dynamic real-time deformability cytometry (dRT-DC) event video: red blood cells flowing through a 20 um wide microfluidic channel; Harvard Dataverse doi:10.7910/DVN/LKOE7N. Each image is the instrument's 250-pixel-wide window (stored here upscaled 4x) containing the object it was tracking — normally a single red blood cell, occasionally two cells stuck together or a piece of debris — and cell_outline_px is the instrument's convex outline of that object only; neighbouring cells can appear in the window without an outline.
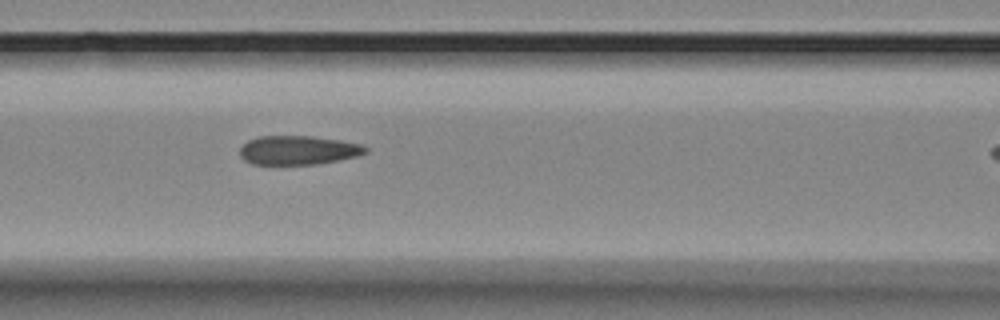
{"species": "Egyptian fruit bat (a non-hibernating species)", "species_latin": "Rousettus aegyptiacus", "temperature_condition": "room temperature", "stored_images_in_passage": 4, "camera_frame_rate_fps": 3000, "um_per_image_px": 0.085, "animal": {"sex": "female"}, "frame": {"image": 1, "passage_image": 3, "time_ms": 2.0, "image_size_px": [1000, 320], "cell_outline_px": [[368, 152], [356, 156], [340, 160], [316, 164], [252, 164], [244, 160], [240, 156], [240, 148], [248, 140], [256, 136], [312, 136], [340, 140], [360, 144], [368, 148]], "centroid_in_image_um": [25.34, 12.76], "position_along_channel_um": 141.3, "area_um2": 21.27}}